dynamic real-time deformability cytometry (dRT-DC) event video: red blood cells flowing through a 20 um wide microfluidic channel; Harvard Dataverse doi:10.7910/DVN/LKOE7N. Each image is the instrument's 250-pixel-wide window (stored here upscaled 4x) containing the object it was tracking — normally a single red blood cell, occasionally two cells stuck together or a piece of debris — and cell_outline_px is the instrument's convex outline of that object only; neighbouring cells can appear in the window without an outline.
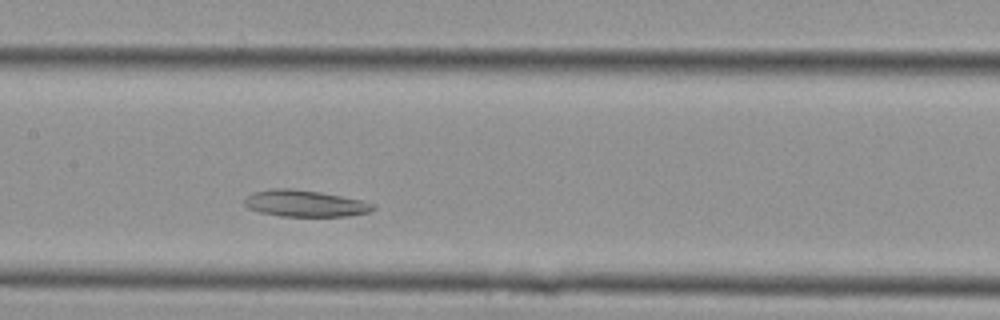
{"species": "Egyptian fruit bat (a non-hibernating species)", "species_latin": "Rousettus aegyptiacus", "temperature_condition": "cold", "stored_images_in_passage": 11, "camera_frame_rate_fps": 3000, "um_per_image_px": 0.085, "animal": {"sex": "female"}, "frame": {"image": 1, "passage_image": 11, "time_ms": 3.333, "image_size_px": [1000, 320], "cell_outline_px": [[376, 208], [368, 212], [348, 216], [280, 216], [260, 212], [248, 208], [244, 204], [244, 200], [252, 192], [272, 188], [288, 188], [320, 192], [360, 200], [372, 204]], "centroid_in_image_um": [25.87, 17.29], "position_along_channel_um": 181.5, "area_um2": 19.71}}